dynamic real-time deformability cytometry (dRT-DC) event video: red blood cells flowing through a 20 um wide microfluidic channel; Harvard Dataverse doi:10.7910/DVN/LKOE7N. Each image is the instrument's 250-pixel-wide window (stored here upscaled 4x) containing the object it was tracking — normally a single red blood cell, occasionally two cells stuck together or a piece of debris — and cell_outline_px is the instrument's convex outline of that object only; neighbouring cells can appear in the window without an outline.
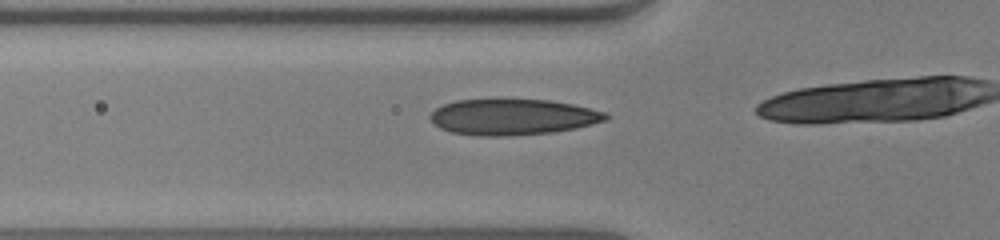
{"species": "human", "species_latin": "Homo sapiens", "temperature_condition": "warm", "stored_images_in_passage": 19, "camera_frame_rate_fps": 3000, "um_per_image_px": 0.085, "donor": {"sex": "male"}, "frame": {"image": 1, "passage_image": 14, "time_ms": 4.333, "image_size_px": [1000, 240], "cell_outline_px": [[612, 116], [608, 120], [576, 128], [552, 132], [508, 136], [480, 136], [452, 132], [440, 128], [428, 116], [436, 108], [444, 104], [456, 100], [500, 96], [552, 100], [572, 104], [608, 112]], "centroid_in_image_um": [43.61, 9.89], "position_along_channel_um": 82.2, "area_um2": 38.15}}
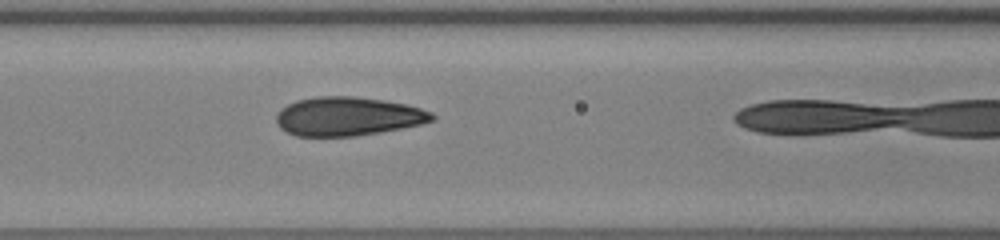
{"frame": {"image": 2, "passage_image": 18, "time_ms": 5.667, "image_size_px": [1000, 240], "cell_outline_px": [[436, 120], [420, 124], [380, 132], [356, 136], [296, 136], [280, 128], [276, 124], [276, 116], [280, 108], [296, 100], [316, 96], [356, 96], [384, 100], [408, 104], [432, 112], [436, 116]], "centroid_in_image_um": [29.57, 9.88], "position_along_channel_um": 137.0, "area_um2": 35.49}}